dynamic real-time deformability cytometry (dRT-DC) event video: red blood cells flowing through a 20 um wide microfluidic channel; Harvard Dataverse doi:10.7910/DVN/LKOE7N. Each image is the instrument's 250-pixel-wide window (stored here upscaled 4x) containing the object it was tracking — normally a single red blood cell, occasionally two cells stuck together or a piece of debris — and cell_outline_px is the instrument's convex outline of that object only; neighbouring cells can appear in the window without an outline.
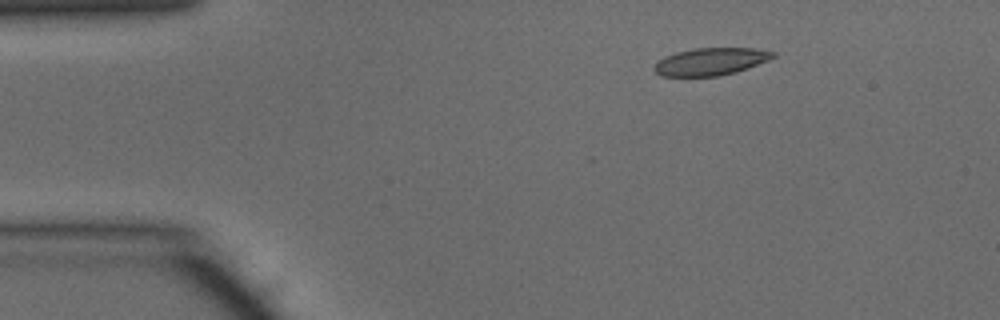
{"species": "common noctule bat (a hibernating species)", "species_latin": "Nyctalus noctula", "temperature_condition": "warm", "stored_images_in_passage": 42, "camera_frame_rate_fps": 3000, "um_per_image_px": 0.085, "animal": {"sex": "male", "body_mass_g": 15.6}, "frame": {"image": 1, "passage_image": 1, "time_ms": 0.0, "image_size_px": [1000, 320], "cell_outline_px": [[776, 56], [768, 60], [748, 68], [736, 72], [720, 76], [660, 76], [652, 68], [656, 60], [664, 56], [676, 52], [692, 48], [752, 48], [776, 52]], "centroid_in_image_um": [60.37, 5.23], "position_along_channel_um": 24.6, "area_um2": 19.19}}
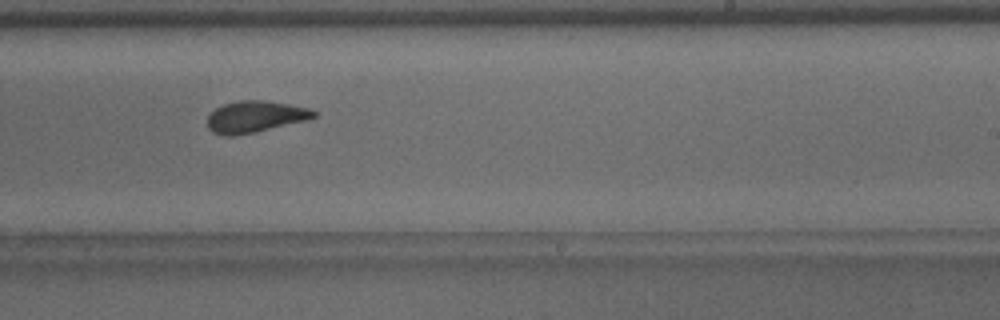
{"frame": {"image": 2, "passage_image": 23, "time_ms": 7.333, "image_size_px": [1000, 320], "cell_outline_px": [[316, 116], [308, 120], [252, 132], [232, 136], [224, 136], [212, 132], [208, 128], [208, 116], [216, 108], [224, 104], [240, 100], [264, 100], [288, 104], [308, 108], [316, 112]], "centroid_in_image_um": [21.67, 9.91], "position_along_channel_um": 267.3, "area_um2": 19.31}}
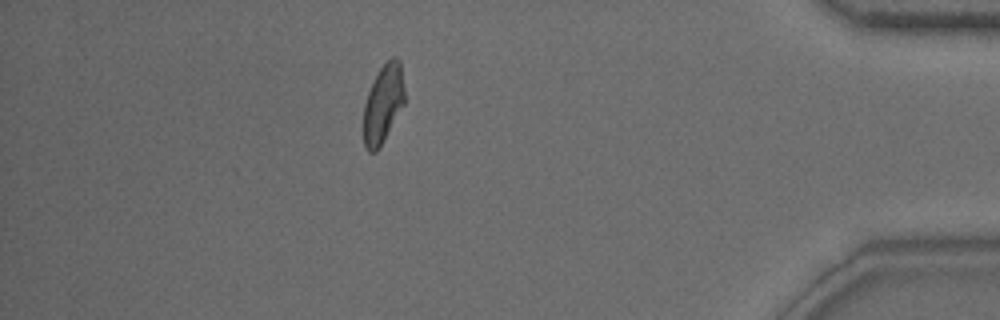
{"frame": {"image": 3, "passage_image": 36, "time_ms": 11.667, "image_size_px": [1000, 320], "cell_outline_px": [[404, 104], [380, 148], [376, 152], [368, 152], [364, 148], [364, 104], [368, 92], [380, 68], [392, 56], [396, 56], [400, 60], [404, 88]], "centroid_in_image_um": [32.57, 8.85], "position_along_channel_um": 402.6, "area_um2": 18.73}, "authors_computed_cell_mechanics": {"area_um2": 19.3052, "velocity_mm_per_s": 4.1791, "shape_relaxation_time_tau1_ms": 4.4468, "shape_relaxation_time_tau2_ms": 1.4623, "deformation_change_tau1": 0.1633, "deformation_change_tau2": 0.0904}}